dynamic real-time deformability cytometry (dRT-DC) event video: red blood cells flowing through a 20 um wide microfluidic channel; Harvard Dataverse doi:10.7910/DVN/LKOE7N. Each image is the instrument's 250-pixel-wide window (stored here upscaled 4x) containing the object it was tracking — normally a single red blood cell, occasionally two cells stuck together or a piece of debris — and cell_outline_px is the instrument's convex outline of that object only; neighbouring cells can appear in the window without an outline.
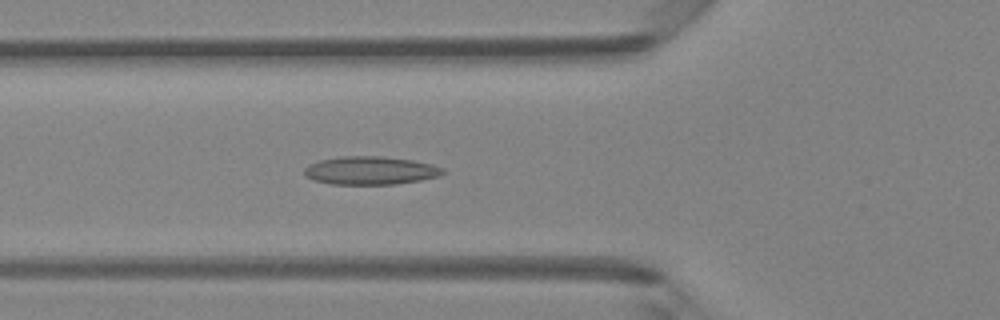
{"species": "Egyptian fruit bat (a non-hibernating species)", "species_latin": "Rousettus aegyptiacus", "temperature_condition": "room temperature", "stored_images_in_passage": 48, "camera_frame_rate_fps": 3000, "um_per_image_px": 0.085, "animal": {"sex": "female"}, "frame": {"image": 1, "passage_image": 17, "time_ms": 5.333, "image_size_px": [1000, 320], "cell_outline_px": [[444, 172], [440, 176], [420, 180], [396, 184], [332, 184], [312, 180], [304, 176], [304, 168], [308, 164], [320, 160], [340, 156], [380, 156], [412, 160], [432, 164], [444, 168]], "centroid_in_image_um": [31.46, 14.49], "position_along_channel_um": 94.3, "area_um2": 22.89}}
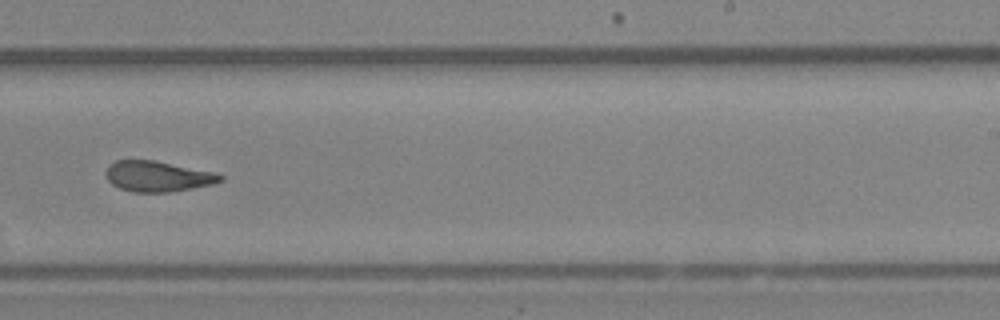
{"frame": {"image": 2, "passage_image": 30, "time_ms": 9.667, "image_size_px": [1000, 320], "cell_outline_px": [[224, 180], [212, 184], [168, 192], [132, 192], [120, 188], [112, 184], [108, 180], [104, 172], [108, 164], [116, 160], [152, 160], [216, 172], [224, 176]], "centroid_in_image_um": [13.38, 14.98], "position_along_channel_um": 275.6, "area_um2": 20.4}}
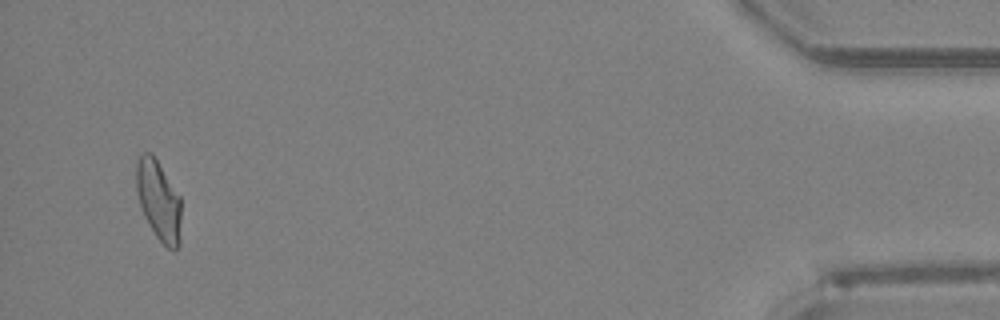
{"frame": {"image": 3, "passage_image": 46, "time_ms": 15.0, "image_size_px": [1000, 320], "cell_outline_px": [[180, 244], [176, 248], [168, 248], [156, 236], [144, 216], [140, 204], [136, 188], [136, 164], [140, 156], [144, 152], [152, 152], [180, 196]], "centroid_in_image_um": [13.48, 17.01], "position_along_channel_um": 421.7, "area_um2": 20.69}, "authors_computed_cell_mechanics": {"area_um2": 21.1548, "velocity_mm_per_s": 4.21, "shape_relaxation_time_tau1_ms": null, "shape_relaxation_time_tau2_ms": 2.6338, "deformation_change_tau1": null, "deformation_change_tau2": 0.1013}}